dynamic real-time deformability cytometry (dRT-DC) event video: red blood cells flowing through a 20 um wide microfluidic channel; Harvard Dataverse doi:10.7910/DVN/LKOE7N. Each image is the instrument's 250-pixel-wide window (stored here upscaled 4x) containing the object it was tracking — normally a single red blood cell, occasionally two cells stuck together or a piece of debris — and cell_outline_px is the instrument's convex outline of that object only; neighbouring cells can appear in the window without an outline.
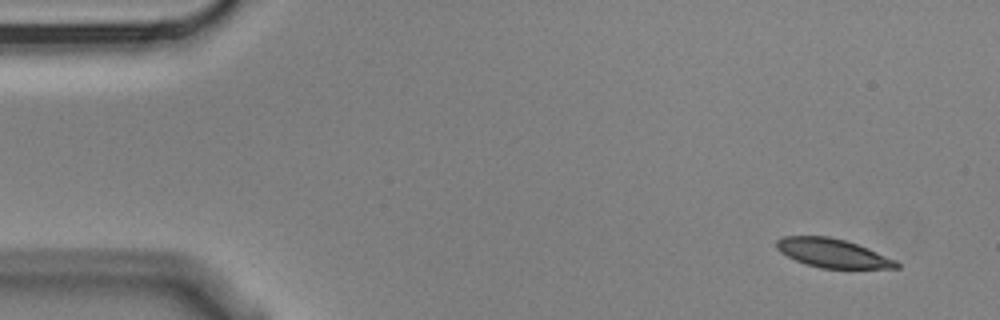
{"species": "Egyptian fruit bat (a non-hibernating species)", "species_latin": "Rousettus aegyptiacus", "temperature_condition": "cold", "stored_images_in_passage": 7, "camera_frame_rate_fps": 3000, "um_per_image_px": 0.085, "animal": {"sex": "male"}, "frame": {"image": 1, "passage_image": 1, "time_ms": 0.0, "image_size_px": [1000, 320], "cell_outline_px": [[900, 268], [820, 268], [796, 260], [780, 252], [776, 248], [776, 240], [784, 236], [828, 236], [844, 240], [868, 248], [896, 260], [900, 264]], "centroid_in_image_um": [70.78, 21.51], "position_along_channel_um": 14.2, "area_um2": 19.94}}
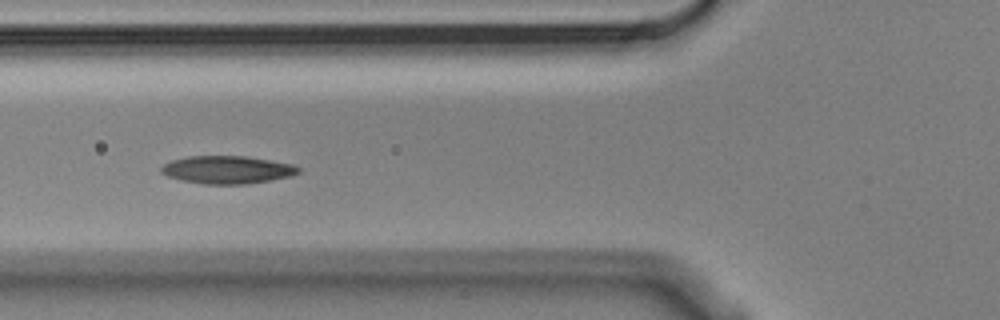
{"frame": {"image": 2, "passage_image": 6, "time_ms": 1.667, "image_size_px": [1000, 320], "cell_outline_px": [[300, 172], [292, 176], [272, 180], [244, 184], [204, 184], [180, 180], [168, 176], [160, 172], [160, 168], [164, 164], [172, 160], [188, 156], [244, 156], [292, 164], [300, 168]], "centroid_in_image_um": [19.31, 14.43], "position_along_channel_um": 106.5, "area_um2": 22.2}}
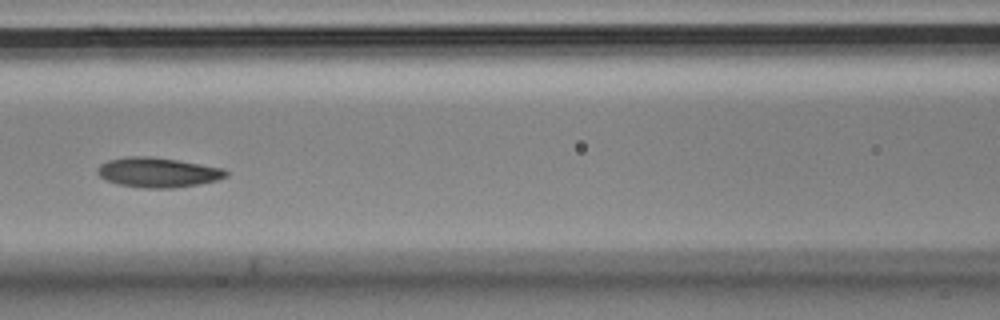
{"frame": {"image": 3, "passage_image": 7, "time_ms": 2.0, "image_size_px": [1000, 320], "cell_outline_px": [[228, 176], [216, 180], [200, 184], [172, 188], [144, 188], [116, 184], [100, 176], [96, 172], [96, 168], [100, 164], [108, 160], [128, 156], [148, 156], [176, 160], [224, 168], [228, 172]], "centroid_in_image_um": [13.4, 14.65], "position_along_channel_um": 153.2, "area_um2": 22.31}}